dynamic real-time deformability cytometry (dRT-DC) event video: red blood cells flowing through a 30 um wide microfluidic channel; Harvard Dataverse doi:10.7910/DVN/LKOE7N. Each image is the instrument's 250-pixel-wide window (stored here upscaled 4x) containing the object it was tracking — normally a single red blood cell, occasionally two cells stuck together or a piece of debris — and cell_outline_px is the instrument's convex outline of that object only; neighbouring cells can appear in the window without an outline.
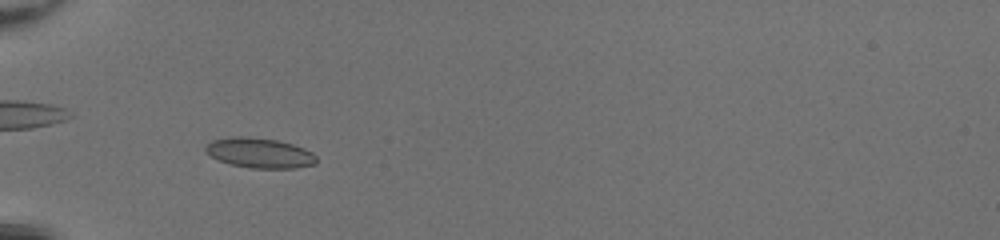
{"species": "common noctule bat (a hibernating species)", "species_latin": "Nyctalus noctula", "temperature_condition": "room temperature", "stored_images_in_passage": 45, "camera_frame_rate_fps": 3000, "um_per_image_px": 0.085, "animal": {"sex": "female", "body_mass_g": 20.0, "forearm_length_mm": 54.0}, "frame": {"image": 1, "passage_image": 13, "time_ms": 4.0, "image_size_px": [1000, 240], "cell_outline_px": [[316, 164], [296, 168], [252, 168], [232, 164], [220, 160], [212, 156], [204, 148], [212, 140], [232, 136], [248, 136], [276, 140], [292, 144], [304, 148], [312, 152], [316, 156]], "centroid_in_image_um": [22.1, 12.99], "position_along_channel_um": 62.9, "area_um2": 19.25}}
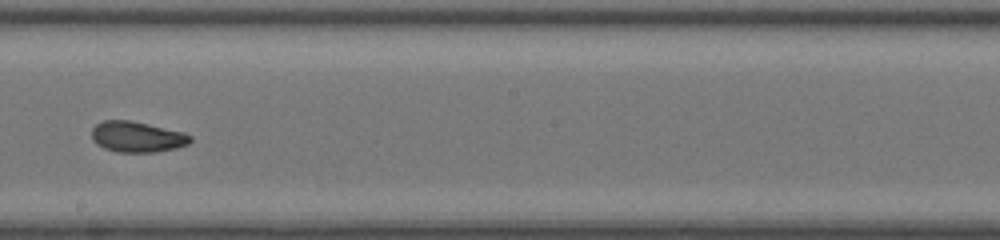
{"frame": {"image": 2, "passage_image": 26, "time_ms": 8.333, "image_size_px": [1000, 240], "cell_outline_px": [[192, 140], [188, 144], [176, 148], [156, 152], [116, 152], [104, 148], [96, 144], [92, 140], [92, 128], [96, 124], [104, 120], [128, 120], [148, 124], [184, 132], [192, 136]], "centroid_in_image_um": [11.65, 11.63], "position_along_channel_um": 236.6, "area_um2": 17.74}}
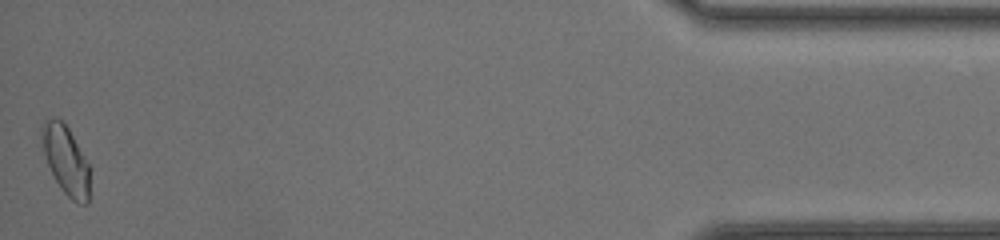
{"frame": {"image": 3, "passage_image": 45, "time_ms": 14.667, "image_size_px": [1000, 240], "cell_outline_px": [[92, 168], [88, 204], [80, 204], [72, 200], [64, 192], [56, 180], [48, 164], [44, 152], [40, 136], [40, 128], [44, 120], [56, 116], [68, 128]], "centroid_in_image_um": [5.63, 13.61], "position_along_channel_um": 429.6, "area_um2": 19.54}, "authors_computed_cell_mechanics": {"area_um2": 18.0336, "velocity_mm_per_s": 4.2394, "shape_relaxation_time_tau1_ms": 3.9143, "shape_relaxation_time_tau2_ms": 1.2689, "deformation_change_tau1": 0.0994, "deformation_change_tau2": 0.0475}}